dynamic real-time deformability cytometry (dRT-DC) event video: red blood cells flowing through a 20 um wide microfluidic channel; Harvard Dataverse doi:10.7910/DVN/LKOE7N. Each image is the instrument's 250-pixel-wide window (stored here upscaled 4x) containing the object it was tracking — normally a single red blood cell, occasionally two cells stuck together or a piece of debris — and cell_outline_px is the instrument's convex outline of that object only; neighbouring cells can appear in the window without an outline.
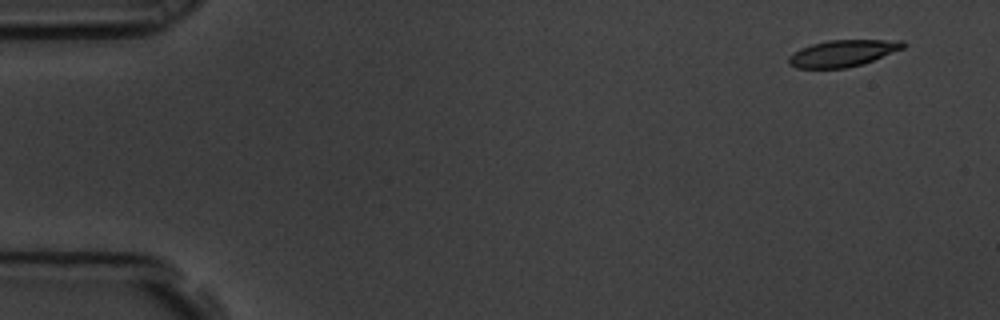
{"species": "common noctule bat (a hibernating species)", "species_latin": "Nyctalus noctula", "temperature_condition": "room temperature", "stored_images_in_passage": 5, "camera_frame_rate_fps": 3000, "um_per_image_px": 0.085, "animal": {"sex": "male", "body_mass_g": 19.5, "forearm_length_mm": 54.6}, "frame": {"image": 1, "passage_image": 1, "time_ms": 0.0, "image_size_px": [1000, 320], "cell_outline_px": [[908, 44], [904, 48], [864, 64], [848, 68], [796, 68], [788, 64], [788, 56], [800, 48], [812, 44], [828, 40], [904, 40]], "centroid_in_image_um": [71.65, 4.53], "position_along_channel_um": 13.3, "area_um2": 17.98}}
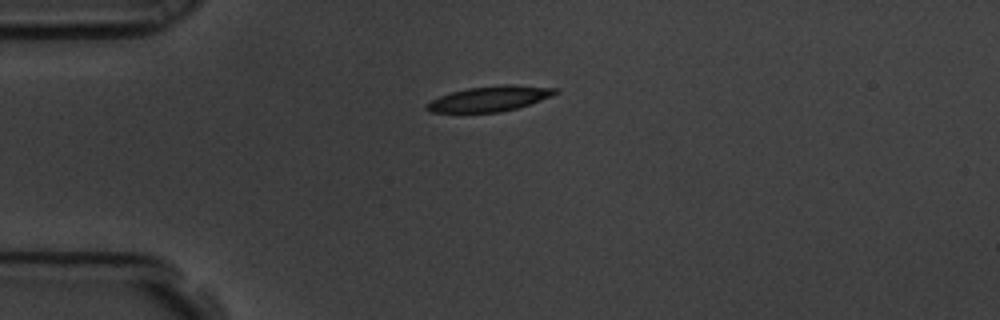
{"frame": {"image": 2, "passage_image": 4, "time_ms": 1.0, "image_size_px": [1000, 320], "cell_outline_px": [[560, 92], [552, 96], [516, 108], [500, 112], [432, 112], [424, 108], [424, 104], [440, 96], [452, 92], [468, 88], [504, 84], [516, 84], [556, 88]], "centroid_in_image_um": [41.63, 8.38], "position_along_channel_um": 43.4, "area_um2": 18.84}}